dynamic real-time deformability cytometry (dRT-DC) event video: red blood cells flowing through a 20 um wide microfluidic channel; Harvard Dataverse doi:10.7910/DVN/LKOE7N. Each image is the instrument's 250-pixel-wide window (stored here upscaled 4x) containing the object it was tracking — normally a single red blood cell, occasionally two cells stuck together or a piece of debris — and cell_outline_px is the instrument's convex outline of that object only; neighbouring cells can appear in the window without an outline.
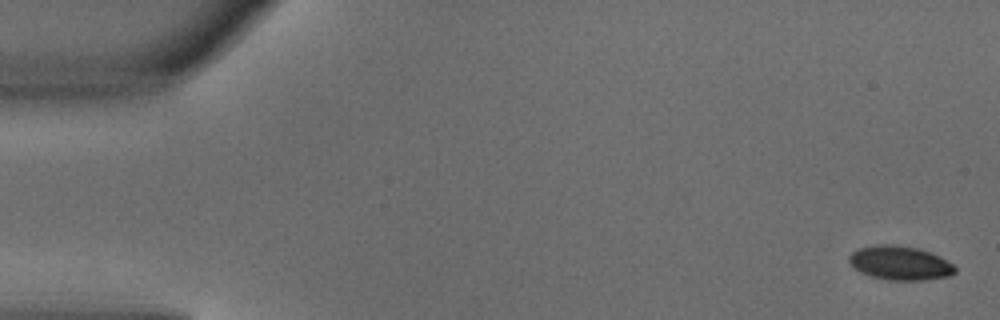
{"species": "common noctule bat (a hibernating species)", "species_latin": "Nyctalus noctula", "temperature_condition": "warm", "stored_images_in_passage": 7, "camera_frame_rate_fps": 3000, "um_per_image_px": 0.085, "animal": {"sex": "male", "body_mass_g": 18.8}, "frame": {"image": 1, "passage_image": 1, "time_ms": 0.0, "image_size_px": [1000, 320], "cell_outline_px": [[956, 272], [948, 276], [924, 280], [888, 280], [868, 276], [852, 268], [848, 260], [848, 256], [852, 252], [860, 248], [880, 244], [892, 244], [916, 248], [928, 252], [952, 264], [956, 268]], "centroid_in_image_um": [76.43, 22.37], "position_along_channel_um": 8.6, "area_um2": 20.87}}
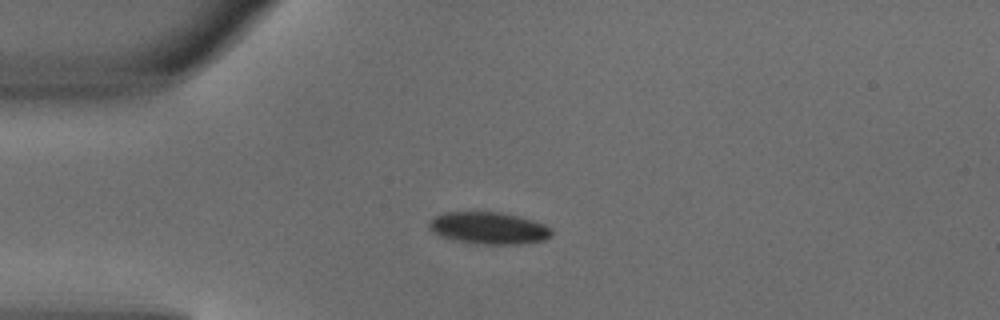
{"frame": {"image": 2, "passage_image": 4, "time_ms": 1.0, "image_size_px": [1000, 320], "cell_outline_px": [[552, 236], [544, 240], [520, 244], [476, 244], [456, 240], [440, 236], [432, 232], [428, 228], [428, 220], [444, 212], [500, 212], [532, 220], [544, 224], [552, 228]], "centroid_in_image_um": [41.52, 19.39], "position_along_channel_um": 43.5, "area_um2": 22.95}}
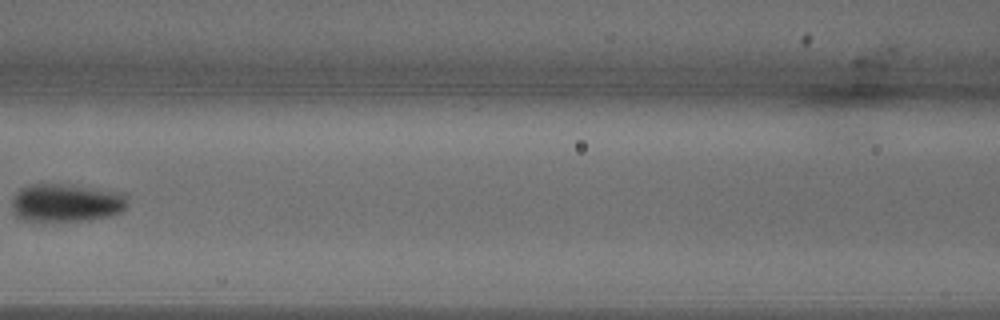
{"frame": {"image": 3, "passage_image": 7, "time_ms": 2.0, "image_size_px": [1000, 320], "cell_outline_px": [[128, 204], [120, 212], [112, 216], [92, 220], [52, 224], [24, 220], [16, 216], [12, 212], [12, 196], [20, 188], [28, 184], [68, 184], [124, 192], [128, 196]], "centroid_in_image_um": [5.62, 17.27], "position_along_channel_um": 161.0, "area_um2": 27.05}}